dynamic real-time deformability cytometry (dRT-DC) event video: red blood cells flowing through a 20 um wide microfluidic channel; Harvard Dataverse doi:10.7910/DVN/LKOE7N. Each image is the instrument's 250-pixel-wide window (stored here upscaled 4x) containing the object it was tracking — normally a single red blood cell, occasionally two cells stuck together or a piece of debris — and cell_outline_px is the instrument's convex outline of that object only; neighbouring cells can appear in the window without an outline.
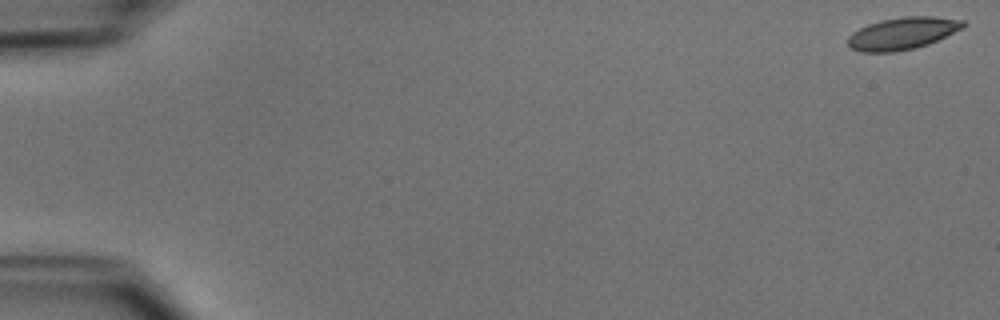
{"species": "common noctule bat (a hibernating species)", "species_latin": "Nyctalus noctula", "temperature_condition": "cold", "stored_images_in_passage": 52, "camera_frame_rate_fps": 3000, "um_per_image_px": 0.085, "animal": {"sex": "male", "body_mass_g": 15.6}, "frame": {"image": 1, "passage_image": 1, "time_ms": 0.0, "image_size_px": [1000, 320], "cell_outline_px": [[968, 24], [964, 28], [928, 44], [916, 48], [896, 52], [860, 52], [852, 48], [848, 44], [848, 36], [852, 32], [868, 24], [880, 20], [904, 16], [932, 16], [964, 20]], "centroid_in_image_um": [76.74, 2.83], "position_along_channel_um": 8.3, "area_um2": 21.79}}
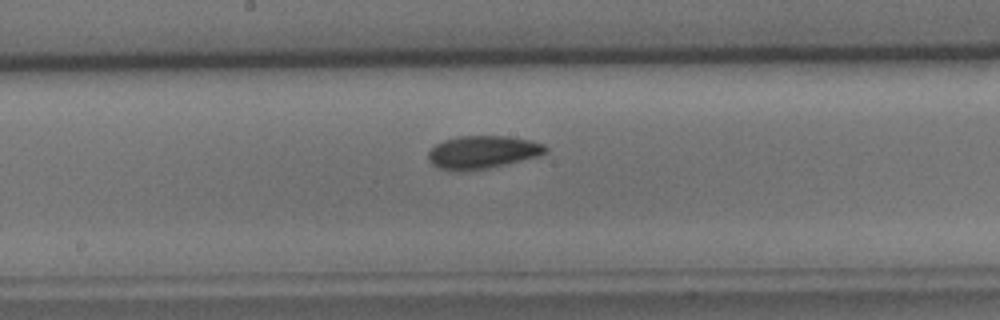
{"frame": {"image": 2, "passage_image": 28, "time_ms": 9.0, "image_size_px": [1000, 320], "cell_outline_px": [[548, 152], [540, 156], [488, 168], [464, 172], [448, 172], [432, 164], [428, 160], [428, 152], [436, 144], [444, 140], [456, 136], [508, 136], [532, 140], [544, 144], [548, 148]], "centroid_in_image_um": [41.02, 12.95], "position_along_channel_um": 207.2, "area_um2": 22.95}}
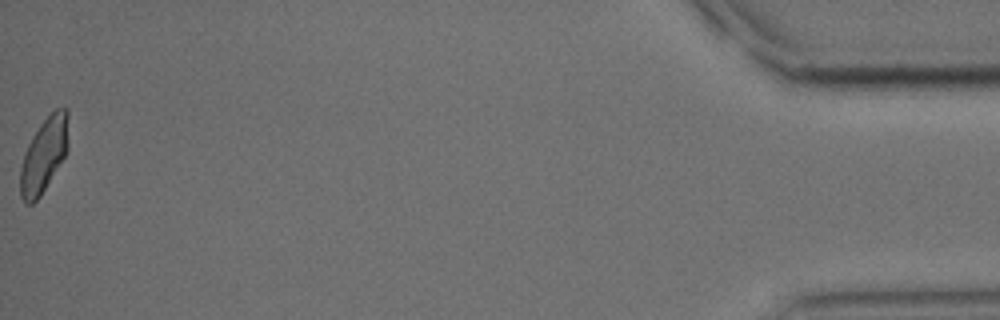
{"frame": {"image": 3, "passage_image": 52, "time_ms": 17.0, "image_size_px": [1000, 320], "cell_outline_px": [[68, 152], [40, 196], [32, 204], [24, 204], [20, 196], [20, 168], [24, 152], [32, 136], [40, 124], [56, 108], [64, 104], [68, 108]], "centroid_in_image_um": [3.75, 13.15], "position_along_channel_um": 431.5, "area_um2": 21.27}, "authors_computed_cell_mechanics": {"area_um2": 21.8773, "velocity_mm_per_s": 3.9231, "shape_relaxation_time_tau1_ms": 6.274, "shape_relaxation_time_tau2_ms": 2.7845, "deformation_change_tau1": 0.1369, "deformation_change_tau2": 0.0678}}